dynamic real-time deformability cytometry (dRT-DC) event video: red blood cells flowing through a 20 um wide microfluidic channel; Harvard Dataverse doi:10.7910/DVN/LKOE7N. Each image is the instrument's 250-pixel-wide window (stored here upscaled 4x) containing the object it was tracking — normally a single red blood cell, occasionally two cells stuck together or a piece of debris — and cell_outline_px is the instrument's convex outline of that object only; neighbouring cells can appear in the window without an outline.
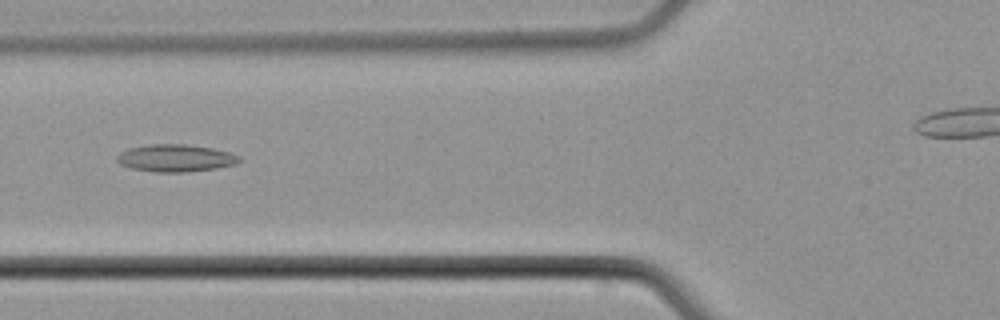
{"species": "common noctule bat (a hibernating species)", "species_latin": "Nyctalus noctula", "temperature_condition": "cold", "stored_images_in_passage": 5, "camera_frame_rate_fps": 3000, "um_per_image_px": 0.085, "animal": {"sex": "male", "body_mass_g": 21.5, "forearm_length_mm": 52.0}, "frame": {"image": 1, "passage_image": 5, "time_ms": 5.667, "image_size_px": [1000, 320], "cell_outline_px": [[240, 160], [236, 164], [216, 168], [184, 172], [156, 172], [132, 168], [120, 164], [116, 160], [116, 156], [120, 152], [128, 148], [148, 144], [188, 144], [212, 148], [228, 152], [240, 156]], "centroid_in_image_um": [14.9, 13.43], "position_along_channel_um": 110.9, "area_um2": 19.48}}